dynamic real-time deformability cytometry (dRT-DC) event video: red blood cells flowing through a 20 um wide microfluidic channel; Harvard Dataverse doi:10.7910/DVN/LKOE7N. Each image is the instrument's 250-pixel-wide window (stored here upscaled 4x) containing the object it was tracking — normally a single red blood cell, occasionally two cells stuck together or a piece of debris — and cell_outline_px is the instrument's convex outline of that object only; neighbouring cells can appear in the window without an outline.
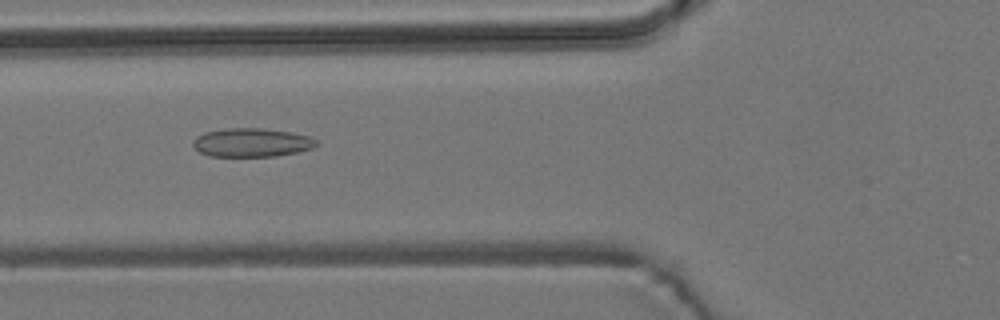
{"species": "common noctule bat (a hibernating species)", "species_latin": "Nyctalus noctula", "temperature_condition": "room temperature", "stored_images_in_passage": 51, "camera_frame_rate_fps": 3000, "um_per_image_px": 0.085, "animal": {"sex": "male", "body_mass_g": 19.2, "forearm_length_mm": 51.8}, "frame": {"image": 1, "passage_image": 20, "time_ms": 6.333, "image_size_px": [1000, 320], "cell_outline_px": [[316, 144], [312, 148], [296, 152], [276, 156], [208, 156], [200, 152], [192, 144], [196, 136], [204, 132], [228, 128], [260, 128], [292, 132], [308, 136], [316, 140]], "centroid_in_image_um": [21.36, 12.11], "position_along_channel_um": 104.4, "area_um2": 20.46}}
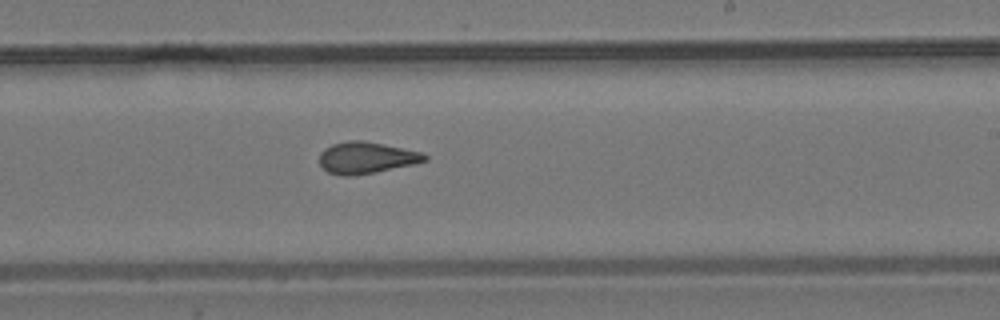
{"frame": {"image": 2, "passage_image": 32, "time_ms": 10.333, "image_size_px": [1000, 320], "cell_outline_px": [[428, 160], [412, 164], [352, 176], [344, 176], [328, 172], [320, 164], [320, 152], [324, 148], [332, 144], [348, 140], [364, 140], [424, 152], [428, 156]], "centroid_in_image_um": [31.14, 13.38], "position_along_channel_um": 257.9, "area_um2": 19.31}}
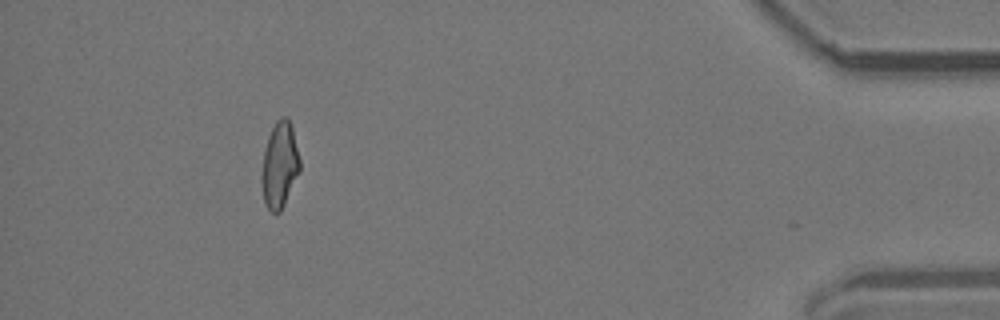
{"frame": {"image": 3, "passage_image": 49, "time_ms": 16.0, "image_size_px": [1000, 320], "cell_outline_px": [[300, 172], [280, 212], [272, 212], [268, 208], [264, 200], [260, 180], [260, 176], [264, 148], [268, 136], [276, 120], [280, 116], [288, 116], [292, 124], [300, 160]], "centroid_in_image_um": [23.76, 13.98], "position_along_channel_um": 411.4, "area_um2": 19.48}}